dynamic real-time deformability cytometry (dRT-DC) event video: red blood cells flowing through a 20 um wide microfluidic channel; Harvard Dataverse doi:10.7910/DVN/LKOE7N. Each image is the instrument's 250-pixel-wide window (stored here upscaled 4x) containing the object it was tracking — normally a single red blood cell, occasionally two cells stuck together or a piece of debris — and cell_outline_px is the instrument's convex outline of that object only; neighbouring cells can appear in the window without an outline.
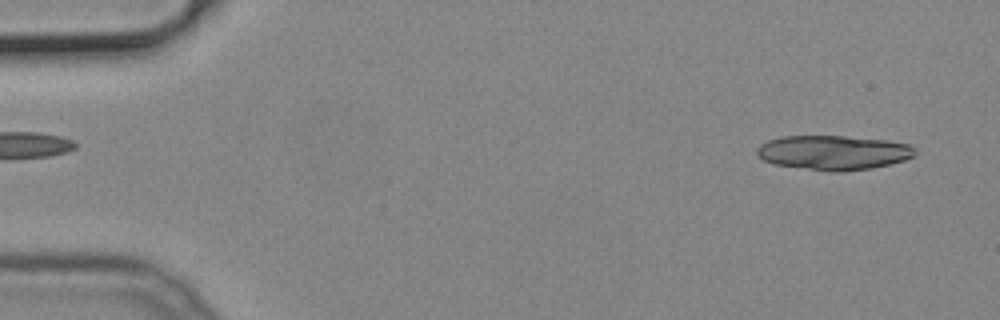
{"species": "common noctule bat (a hibernating species)", "species_latin": "Nyctalus noctula", "temperature_condition": "cold", "stored_images_in_passage": 50, "camera_frame_rate_fps": 3000, "um_per_image_px": 0.085, "animal": {"sex": "male", "body_mass_g": 19.2, "forearm_length_mm": 51.8}, "frame": {"image": 1, "passage_image": 2, "time_ms": 0.333, "image_size_px": [1000, 320], "cell_outline_px": [[916, 156], [904, 160], [872, 168], [840, 172], [832, 172], [772, 164], [756, 156], [756, 148], [760, 144], [768, 140], [780, 136], [844, 136], [888, 140], [908, 144], [916, 148]], "centroid_in_image_um": [70.82, 12.97], "position_along_channel_um": 14.2, "area_um2": 32.08}}
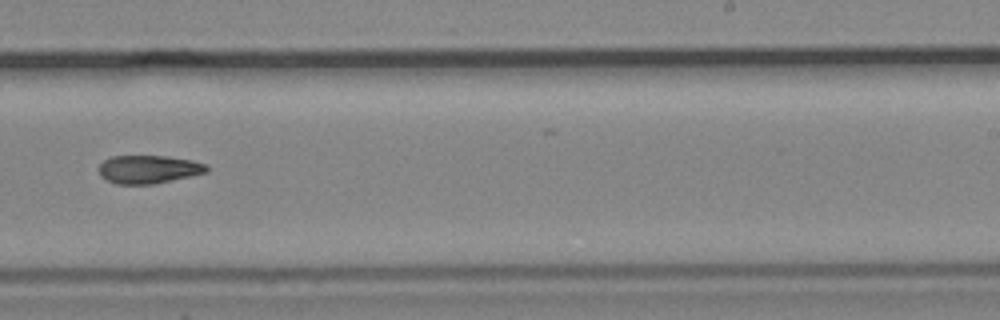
{"frame": {"image": 2, "passage_image": 31, "time_ms": 10.0, "image_size_px": [1000, 320], "cell_outline_px": [[208, 172], [152, 184], [116, 184], [100, 176], [100, 164], [104, 160], [112, 156], [164, 156], [192, 160], [208, 164]], "centroid_in_image_um": [12.64, 14.38], "position_along_channel_um": 276.4, "area_um2": 17.57}}
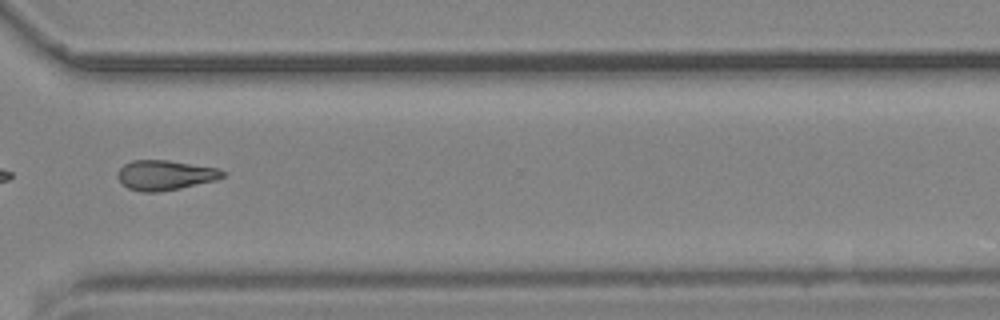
{"frame": {"image": 3, "passage_image": 37, "time_ms": 12.0, "image_size_px": [1000, 320], "cell_outline_px": [[224, 176], [216, 180], [180, 188], [160, 192], [140, 192], [128, 188], [120, 184], [116, 176], [116, 172], [124, 164], [132, 160], [168, 160], [216, 168], [224, 172]], "centroid_in_image_um": [13.95, 14.89], "position_along_channel_um": 356.6, "area_um2": 18.38}}